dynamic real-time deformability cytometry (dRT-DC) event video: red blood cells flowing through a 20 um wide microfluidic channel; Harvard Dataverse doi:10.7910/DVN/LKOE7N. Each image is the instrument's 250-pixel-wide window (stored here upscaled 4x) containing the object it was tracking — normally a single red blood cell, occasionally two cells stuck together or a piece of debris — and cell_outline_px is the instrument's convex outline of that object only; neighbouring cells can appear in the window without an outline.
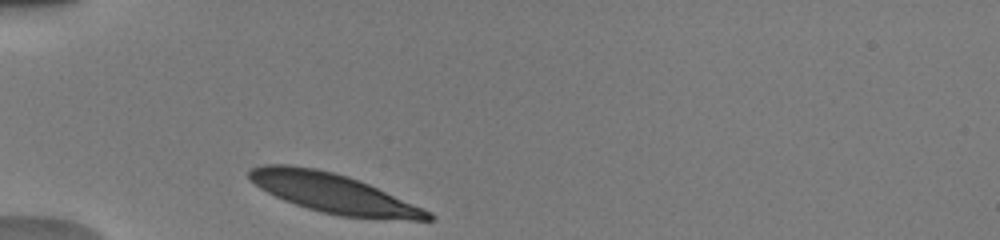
{"species": "human", "species_latin": "Homo sapiens", "temperature_condition": "warm", "stored_images_in_passage": 6, "camera_frame_rate_fps": 3000, "um_per_image_px": 0.085, "donor": {"sex": "male"}, "frame": {"image": 1, "passage_image": 1, "time_ms": 0.0, "image_size_px": [1000, 240], "cell_outline_px": [[436, 220], [408, 220], [340, 216], [308, 208], [284, 200], [260, 188], [248, 176], [248, 172], [252, 168], [264, 164], [292, 164], [316, 168], [348, 176], [368, 184], [432, 212], [436, 216]], "centroid_in_image_um": [28.36, 16.42], "position_along_channel_um": 56.6, "area_um2": 40.63}}
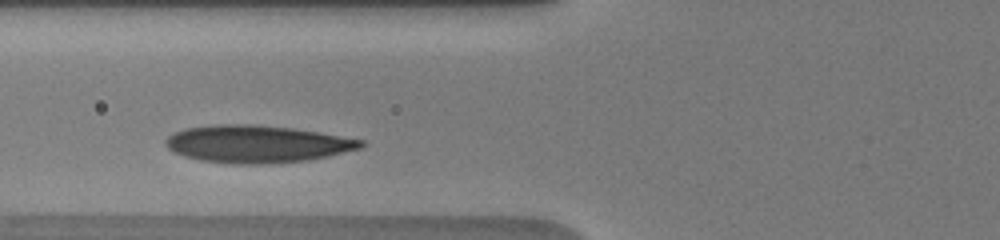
{"frame": {"image": 2, "passage_image": 3, "time_ms": 1.667, "image_size_px": [1000, 240], "cell_outline_px": [[364, 144], [360, 148], [328, 156], [308, 160], [260, 164], [236, 164], [200, 160], [184, 156], [168, 148], [164, 144], [164, 140], [172, 132], [184, 128], [220, 124], [256, 124], [292, 128], [320, 132], [364, 140]], "centroid_in_image_um": [21.81, 12.23], "position_along_channel_um": 104.0, "area_um2": 42.54}}
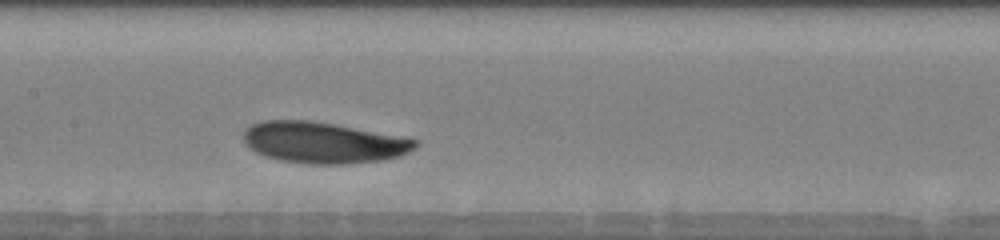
{"frame": {"image": 3, "passage_image": 6, "time_ms": 3.667, "image_size_px": [1000, 240], "cell_outline_px": [[420, 144], [416, 148], [400, 156], [384, 160], [348, 164], [308, 164], [280, 160], [264, 156], [256, 152], [244, 140], [244, 132], [252, 124], [260, 120], [308, 120], [336, 124], [400, 136], [420, 140]], "centroid_in_image_um": [27.53, 12.12], "position_along_channel_um": 179.9, "area_um2": 41.38}}